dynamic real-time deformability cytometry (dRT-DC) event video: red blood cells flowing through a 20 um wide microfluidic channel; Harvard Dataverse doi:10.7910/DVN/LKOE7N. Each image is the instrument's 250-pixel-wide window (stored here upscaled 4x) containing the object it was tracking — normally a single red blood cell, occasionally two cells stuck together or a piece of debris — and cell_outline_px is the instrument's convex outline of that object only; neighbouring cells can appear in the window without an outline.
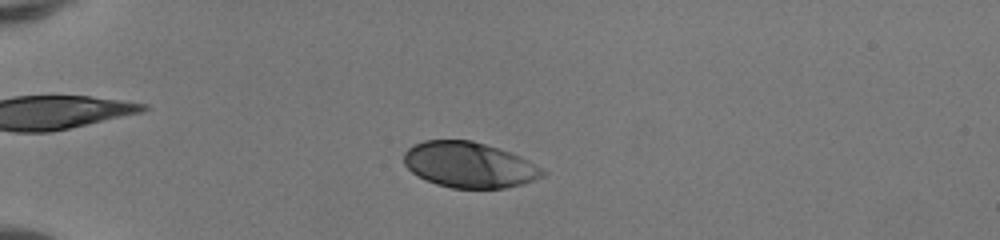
{"species": "human", "species_latin": "Homo sapiens", "temperature_condition": "room temperature", "stored_images_in_passage": 46, "camera_frame_rate_fps": 3000, "um_per_image_px": 0.085, "donor": {"sex": "female"}, "frame": {"image": 1, "passage_image": 10, "time_ms": 3.0, "image_size_px": [1000, 240], "cell_outline_px": [[548, 172], [544, 176], [536, 180], [524, 184], [504, 188], [452, 188], [436, 184], [412, 172], [404, 164], [404, 152], [412, 144], [424, 140], [472, 140], [520, 156], [544, 168]], "centroid_in_image_um": [39.91, 14.02], "position_along_channel_um": 45.1, "area_um2": 36.93}}
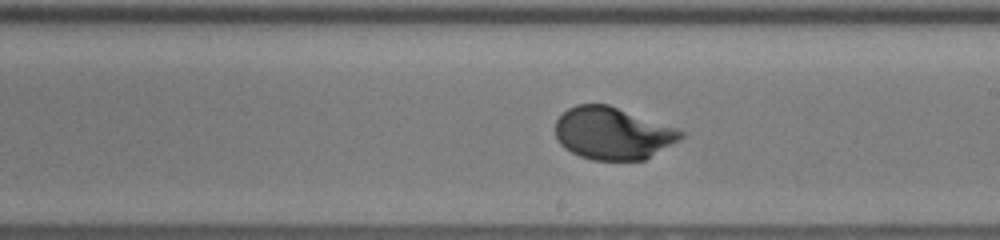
{"frame": {"image": 2, "passage_image": 27, "time_ms": 8.667, "image_size_px": [1000, 240], "cell_outline_px": [[684, 136], [680, 140], [644, 160], [592, 160], [580, 156], [564, 148], [560, 144], [556, 136], [556, 120], [568, 108], [576, 104], [608, 104], [676, 128], [684, 132]], "centroid_in_image_um": [52.07, 11.33], "position_along_channel_um": 236.9, "area_um2": 38.09}}
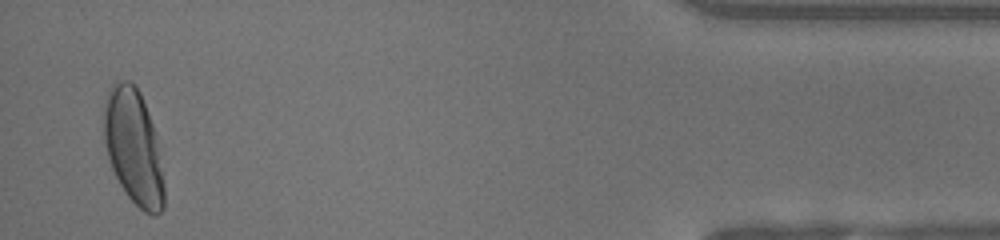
{"frame": {"image": 3, "passage_image": 45, "time_ms": 14.667, "image_size_px": [1000, 240], "cell_outline_px": [[164, 208], [156, 216], [152, 216], [144, 212], [128, 196], [120, 184], [112, 168], [108, 156], [104, 140], [104, 104], [108, 88], [112, 84], [120, 80], [128, 80], [136, 84], [140, 92], [152, 124], [164, 184]], "centroid_in_image_um": [11.33, 12.48], "position_along_channel_um": 423.9, "area_um2": 39.94}, "authors_computed_cell_mechanics": {"area_um2": 38.3503, "velocity_mm_per_s": 4.1451, "shape_relaxation_time_tau1_ms": 2.6366, "shape_relaxation_time_tau2_ms": null, "deformation_change_tau1": 0.1765, "deformation_change_tau2": null}}